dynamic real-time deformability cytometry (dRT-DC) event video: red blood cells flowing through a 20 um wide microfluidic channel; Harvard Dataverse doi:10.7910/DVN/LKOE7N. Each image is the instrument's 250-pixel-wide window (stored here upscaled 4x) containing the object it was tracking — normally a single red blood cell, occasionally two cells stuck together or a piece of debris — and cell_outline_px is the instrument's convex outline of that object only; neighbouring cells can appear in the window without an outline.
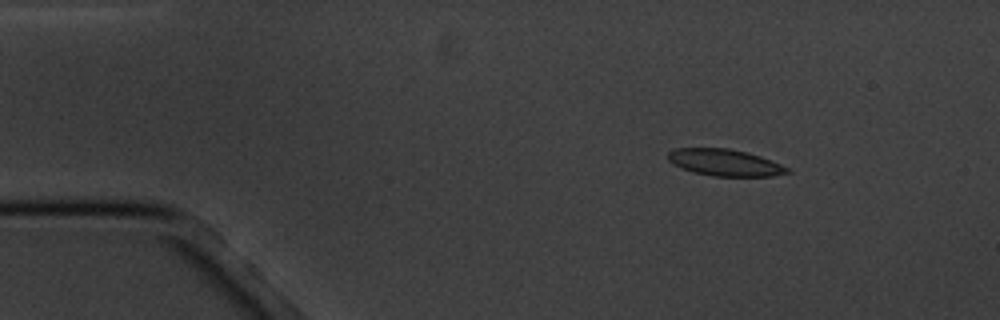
{"species": "common noctule bat (a hibernating species)", "species_latin": "Nyctalus noctula", "temperature_condition": "cold", "stored_images_in_passage": 16, "camera_frame_rate_fps": 3000, "um_per_image_px": 0.085, "animal": {"sex": "male", "body_mass_g": 20.1, "forearm_length_mm": 53.5}, "frame": {"image": 1, "passage_image": 2, "time_ms": 2.0, "image_size_px": [1000, 320], "cell_outline_px": [[792, 172], [772, 176], [712, 176], [680, 168], [668, 160], [668, 152], [676, 148], [728, 148], [748, 152], [760, 156], [780, 164], [788, 168]], "centroid_in_image_um": [61.61, 13.81], "position_along_channel_um": 23.4, "area_um2": 18.5}}
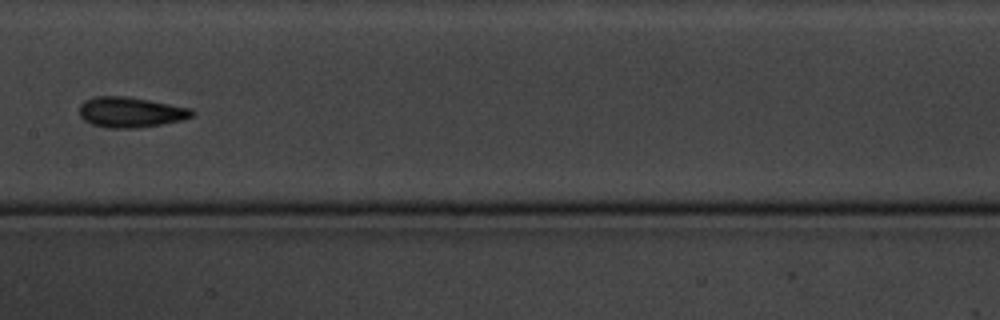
{"frame": {"image": 2, "passage_image": 8, "time_ms": 9.0, "image_size_px": [1000, 320], "cell_outline_px": [[196, 112], [192, 116], [180, 120], [140, 128], [108, 128], [92, 124], [84, 120], [80, 116], [80, 104], [84, 100], [92, 96], [128, 96], [192, 108]], "centroid_in_image_um": [11.08, 9.53], "position_along_channel_um": 196.3, "area_um2": 20.06}}
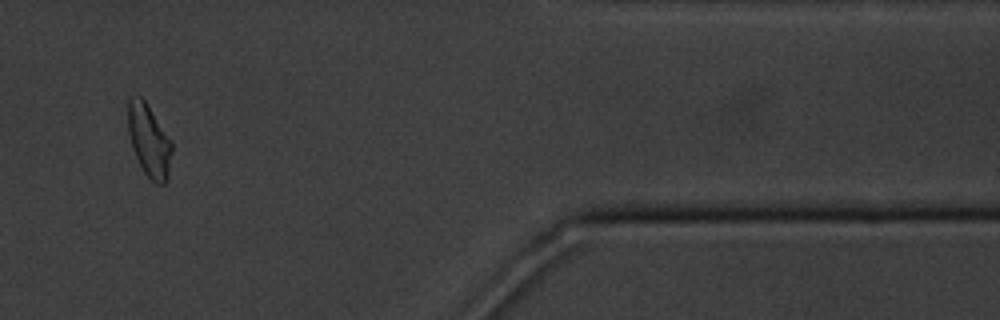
{"frame": {"image": 3, "passage_image": 14, "time_ms": 16.0, "image_size_px": [1000, 320], "cell_outline_px": [[172, 152], [168, 180], [164, 184], [156, 184], [144, 172], [132, 148], [128, 132], [128, 100], [132, 96], [140, 96], [144, 100], [172, 140]], "centroid_in_image_um": [12.69, 11.96], "position_along_channel_um": 398.7, "area_um2": 18.55}, "authors_computed_cell_mechanics": {"area_um2": 18.9006, "velocity_mm_per_s": 3.4281, "shape_relaxation_time_tau1_ms": 3.0221, "shape_relaxation_time_tau2_ms": 2.9008, "deformation_change_tau1": 0.078, "deformation_change_tau2": 0.074}}